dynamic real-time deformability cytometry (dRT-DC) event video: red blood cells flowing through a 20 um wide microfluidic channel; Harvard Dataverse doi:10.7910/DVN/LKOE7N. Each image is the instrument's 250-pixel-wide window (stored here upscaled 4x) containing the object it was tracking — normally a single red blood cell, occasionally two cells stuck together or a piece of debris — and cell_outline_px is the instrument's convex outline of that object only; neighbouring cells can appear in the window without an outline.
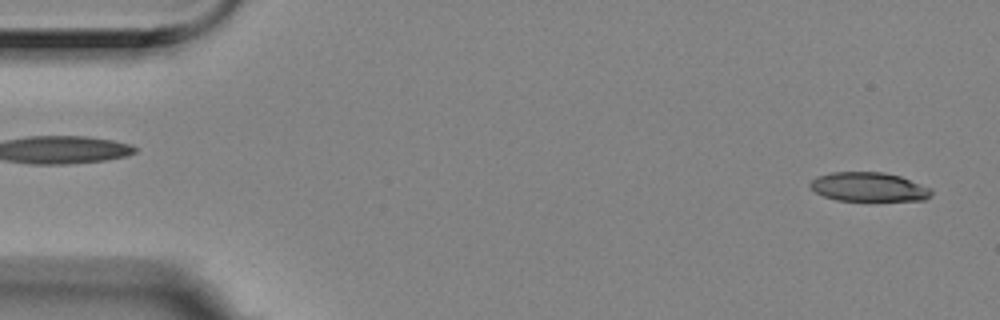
{"species": "Egyptian fruit bat (a non-hibernating species)", "species_latin": "Rousettus aegyptiacus", "temperature_condition": "room temperature", "stored_images_in_passage": 6, "camera_frame_rate_fps": 3000, "um_per_image_px": 0.085, "animal": {"sex": "female"}, "frame": {"image": 1, "passage_image": 1, "time_ms": 0.0, "image_size_px": [1000, 320], "cell_outline_px": [[932, 196], [924, 200], [836, 200], [824, 196], [816, 192], [808, 184], [816, 176], [832, 172], [884, 172], [900, 176], [932, 188]], "centroid_in_image_um": [73.86, 15.88], "position_along_channel_um": 11.1, "area_um2": 20.52}}
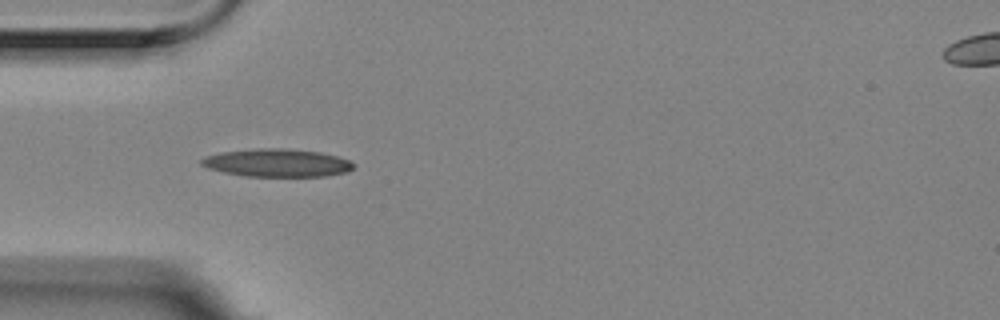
{"frame": {"image": 2, "passage_image": 5, "time_ms": 1.333, "image_size_px": [1000, 320], "cell_outline_px": [[356, 164], [348, 172], [324, 176], [244, 176], [224, 172], [208, 168], [200, 164], [200, 160], [208, 156], [220, 152], [260, 148], [288, 148], [320, 152], [340, 156]], "centroid_in_image_um": [23.59, 13.84], "position_along_channel_um": 61.4, "area_um2": 24.8}}
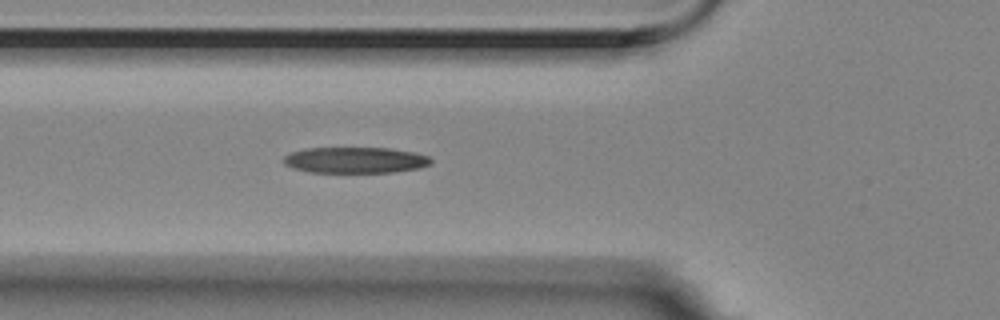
{"frame": {"image": 3, "passage_image": 6, "time_ms": 1.667, "image_size_px": [1000, 320], "cell_outline_px": [[432, 164], [420, 168], [392, 172], [308, 172], [292, 168], [284, 164], [284, 156], [292, 152], [304, 148], [388, 148], [416, 152], [428, 156], [432, 160]], "centroid_in_image_um": [30.21, 13.61], "position_along_channel_um": 95.6, "area_um2": 22.43}}